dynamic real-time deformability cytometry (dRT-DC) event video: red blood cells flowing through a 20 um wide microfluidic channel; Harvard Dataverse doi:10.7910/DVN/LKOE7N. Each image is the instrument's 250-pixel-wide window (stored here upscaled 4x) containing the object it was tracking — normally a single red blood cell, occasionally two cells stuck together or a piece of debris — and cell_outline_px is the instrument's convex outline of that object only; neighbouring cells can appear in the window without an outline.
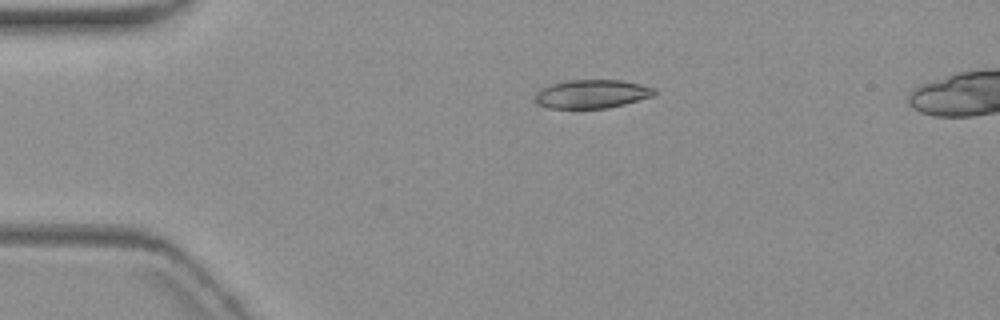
{"species": "common noctule bat (a hibernating species)", "species_latin": "Nyctalus noctula", "temperature_condition": "warm", "stored_images_in_passage": 5, "camera_frame_rate_fps": 3000, "um_per_image_px": 0.085, "animal": {"sex": "female", "body_mass_g": 19.3, "forearm_length_mm": 54.1}, "frame": {"image": 1, "passage_image": 3, "time_ms": 2.667, "image_size_px": [1000, 320], "cell_outline_px": [[656, 92], [652, 96], [624, 104], [608, 108], [548, 108], [536, 104], [536, 92], [540, 88], [564, 80], [620, 80], [640, 84], [656, 88]], "centroid_in_image_um": [50.28, 7.98], "position_along_channel_um": 34.7, "area_um2": 19.88}}